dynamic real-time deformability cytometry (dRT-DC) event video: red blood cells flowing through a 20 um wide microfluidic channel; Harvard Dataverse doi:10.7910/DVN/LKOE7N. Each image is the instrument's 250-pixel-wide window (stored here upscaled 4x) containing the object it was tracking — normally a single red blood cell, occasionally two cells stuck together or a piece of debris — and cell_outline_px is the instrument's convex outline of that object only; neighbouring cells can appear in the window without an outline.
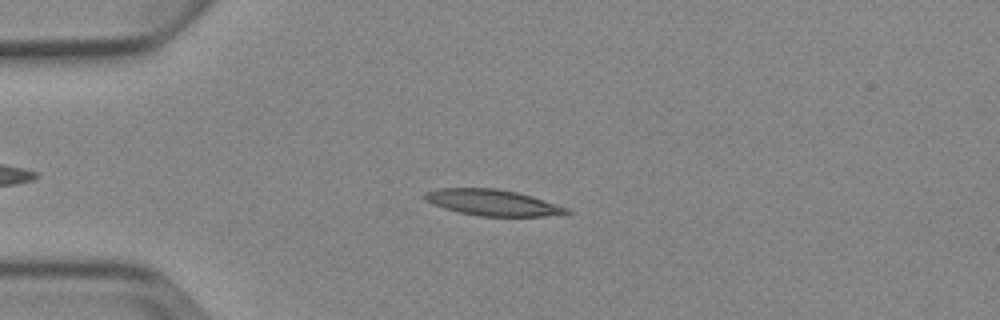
{"species": "Egyptian fruit bat (a non-hibernating species)", "species_latin": "Rousettus aegyptiacus", "temperature_condition": "cold", "stored_images_in_passage": 5, "camera_frame_rate_fps": 3000, "um_per_image_px": 0.085, "animal": {"sex": "female"}, "frame": {"image": 1, "passage_image": 4, "time_ms": 3.333, "image_size_px": [1000, 320], "cell_outline_px": [[572, 212], [568, 216], [480, 216], [460, 212], [444, 208], [420, 196], [424, 192], [436, 188], [496, 188], [516, 192], [532, 196], [568, 208]], "centroid_in_image_um": [41.93, 17.22], "position_along_channel_um": 43.1, "area_um2": 21.68}}